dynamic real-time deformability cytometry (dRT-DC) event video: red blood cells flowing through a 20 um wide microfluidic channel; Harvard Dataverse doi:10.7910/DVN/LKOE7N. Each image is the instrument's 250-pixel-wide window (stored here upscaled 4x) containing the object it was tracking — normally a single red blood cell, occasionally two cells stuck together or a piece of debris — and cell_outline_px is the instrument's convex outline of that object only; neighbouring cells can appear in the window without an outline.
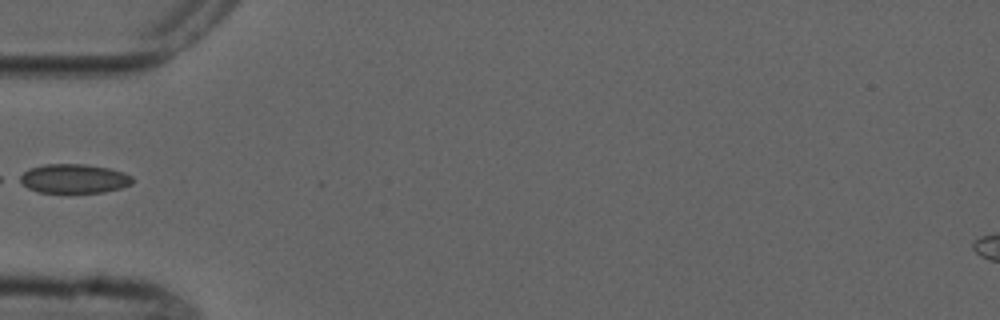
{"species": "common noctule bat (a hibernating species)", "species_latin": "Nyctalus noctula", "temperature_condition": "cold", "stored_images_in_passage": 5, "camera_frame_rate_fps": 3000, "um_per_image_px": 0.085, "animal": {"sex": "male", "forearm_length_mm": 52.5}, "frame": {"image": 1, "passage_image": 4, "time_ms": 5.0, "image_size_px": [1000, 320], "cell_outline_px": [[136, 180], [132, 184], [120, 188], [104, 192], [40, 192], [28, 188], [16, 180], [16, 176], [28, 168], [44, 164], [84, 164], [108, 168], [124, 172], [132, 176]], "centroid_in_image_um": [6.25, 15.17], "position_along_channel_um": 78.8, "area_um2": 19.42}}
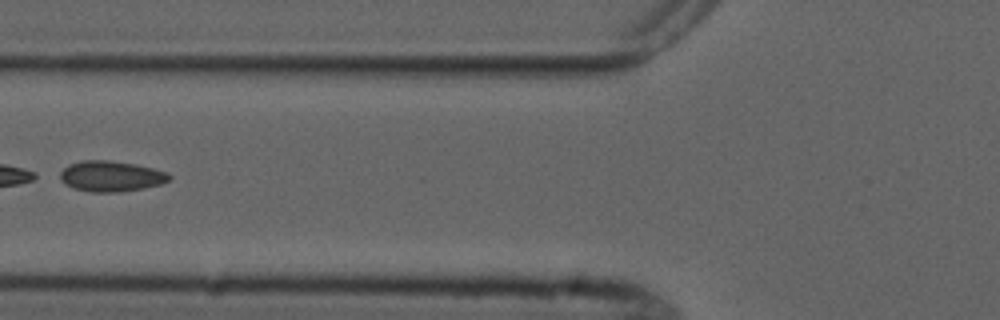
{"frame": {"image": 2, "passage_image": 5, "time_ms": 6.0, "image_size_px": [1000, 320], "cell_outline_px": [[172, 180], [160, 184], [120, 192], [92, 192], [76, 188], [64, 184], [60, 180], [60, 172], [68, 164], [80, 160], [108, 160], [136, 164], [152, 168], [164, 172], [172, 176]], "centroid_in_image_um": [9.41, 14.97], "position_along_channel_um": 116.4, "area_um2": 19.42}}